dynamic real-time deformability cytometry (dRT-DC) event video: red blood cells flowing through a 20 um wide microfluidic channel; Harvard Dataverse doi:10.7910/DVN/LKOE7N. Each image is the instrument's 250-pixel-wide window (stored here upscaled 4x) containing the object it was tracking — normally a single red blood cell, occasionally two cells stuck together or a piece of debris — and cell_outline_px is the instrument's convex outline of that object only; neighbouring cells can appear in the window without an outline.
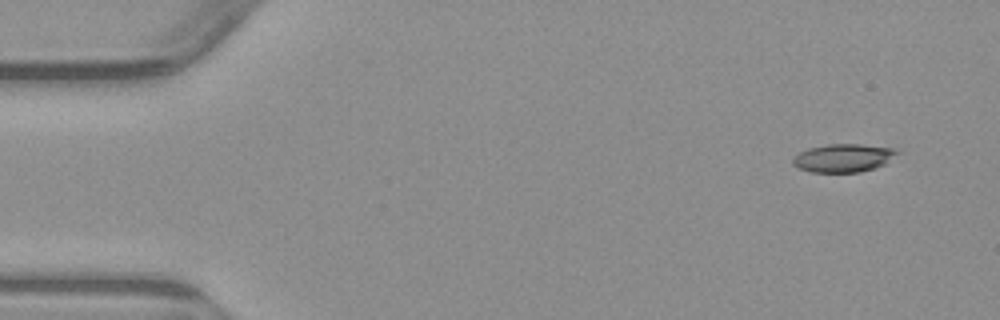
{"species": "common noctule bat (a hibernating species)", "species_latin": "Nyctalus noctula", "temperature_condition": "warm", "stored_images_in_passage": 2, "camera_frame_rate_fps": 3000, "um_per_image_px": 0.085, "animal": {"sex": "male", "body_mass_g": 23.1, "forearm_length_mm": 52.7}, "frame": {"image": 1, "passage_image": 1, "time_ms": 0.0, "image_size_px": [1000, 320], "cell_outline_px": [[900, 152], [884, 164], [876, 168], [860, 172], [812, 172], [800, 168], [792, 164], [792, 160], [800, 152], [808, 148], [828, 144], [860, 144], [896, 148]], "centroid_in_image_um": [71.72, 13.42], "position_along_channel_um": 13.3, "area_um2": 17.11}}